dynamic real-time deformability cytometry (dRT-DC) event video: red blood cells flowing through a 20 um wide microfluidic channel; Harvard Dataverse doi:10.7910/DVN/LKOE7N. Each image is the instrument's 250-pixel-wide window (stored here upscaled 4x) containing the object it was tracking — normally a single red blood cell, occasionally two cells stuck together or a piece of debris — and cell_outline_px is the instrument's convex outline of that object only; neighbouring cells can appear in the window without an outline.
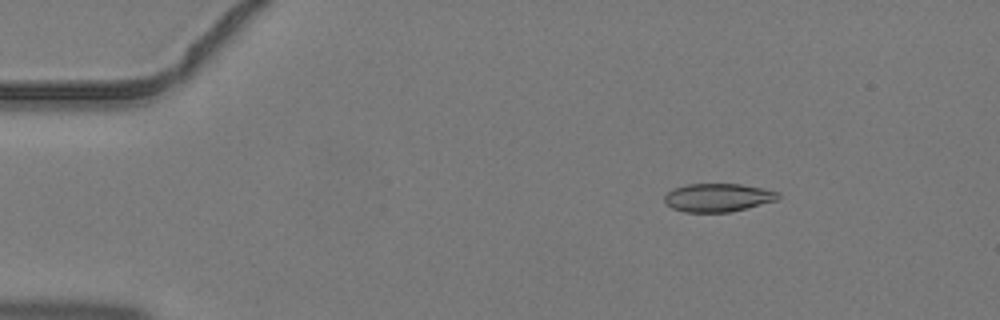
{"species": "common noctule bat (a hibernating species)", "species_latin": "Nyctalus noctula", "temperature_condition": "warm", "stored_images_in_passage": 4, "camera_frame_rate_fps": 3000, "um_per_image_px": 0.085, "animal": {"sex": "male", "body_mass_g": 19.2, "forearm_length_mm": 51.8}, "frame": {"image": 1, "passage_image": 2, "time_ms": 0.333, "image_size_px": [1000, 320], "cell_outline_px": [[780, 196], [776, 200], [728, 212], [684, 212], [672, 208], [664, 200], [664, 196], [672, 188], [688, 184], [740, 184], [764, 188], [780, 192]], "centroid_in_image_um": [61.0, 16.78], "position_along_channel_um": 24.0, "area_um2": 18.61}}
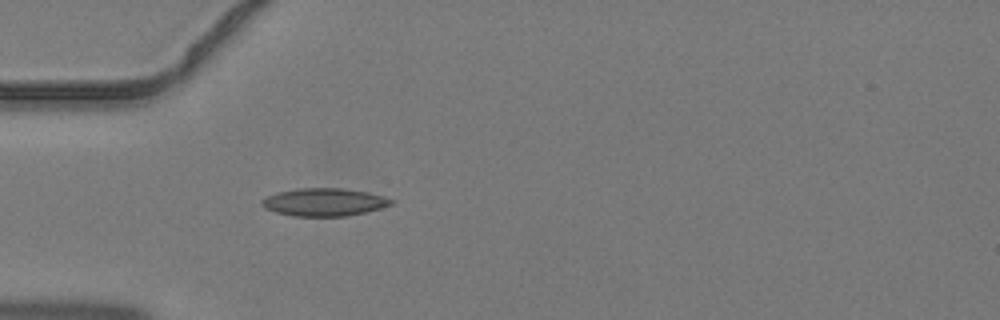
{"frame": {"image": 2, "passage_image": 4, "time_ms": 1.0, "image_size_px": [1000, 320], "cell_outline_px": [[396, 200], [392, 204], [380, 208], [364, 212], [344, 216], [292, 216], [276, 212], [264, 208], [260, 204], [260, 200], [268, 196], [280, 192], [300, 188], [340, 188], [368, 192], [384, 196]], "centroid_in_image_um": [27.56, 17.18], "position_along_channel_um": 57.4, "area_um2": 20.87}}